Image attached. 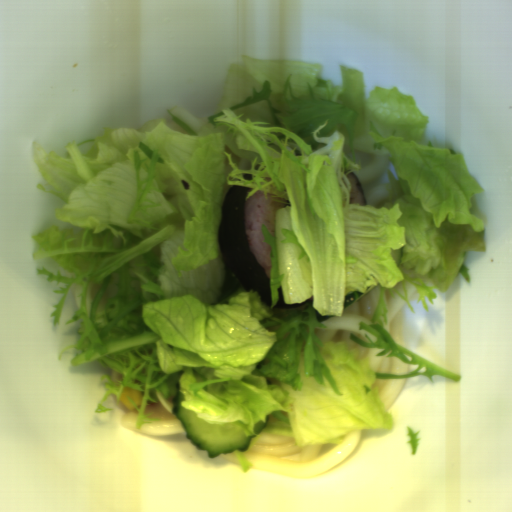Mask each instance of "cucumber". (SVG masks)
I'll use <instances>...</instances> for the list:
<instances>
[{"label":"cucumber","mask_w":512,"mask_h":512,"mask_svg":"<svg viewBox=\"0 0 512 512\" xmlns=\"http://www.w3.org/2000/svg\"><path fill=\"white\" fill-rule=\"evenodd\" d=\"M176 394L173 397L171 409L173 414L182 424L186 438L191 441L198 450H206L209 458L232 453L233 451H247L251 442L268 426L270 418L266 422L258 421L254 425V435H247L243 429L228 423H207L198 418V414L184 408L181 402L185 396L179 391V383H176Z\"/></svg>","instance_id":"cucumber-1"},{"label":"cucumber","mask_w":512,"mask_h":512,"mask_svg":"<svg viewBox=\"0 0 512 512\" xmlns=\"http://www.w3.org/2000/svg\"><path fill=\"white\" fill-rule=\"evenodd\" d=\"M376 286V285H375ZM375 286H369L366 288V291L362 293L361 291H352L349 295H344L343 306L344 310L359 301L362 297L368 294L371 290L375 288Z\"/></svg>","instance_id":"cucumber-2"},{"label":"cucumber","mask_w":512,"mask_h":512,"mask_svg":"<svg viewBox=\"0 0 512 512\" xmlns=\"http://www.w3.org/2000/svg\"><path fill=\"white\" fill-rule=\"evenodd\" d=\"M391 250V256L396 263L397 266H400L403 258V248L400 249H390Z\"/></svg>","instance_id":"cucumber-3"},{"label":"cucumber","mask_w":512,"mask_h":512,"mask_svg":"<svg viewBox=\"0 0 512 512\" xmlns=\"http://www.w3.org/2000/svg\"><path fill=\"white\" fill-rule=\"evenodd\" d=\"M314 315L317 320V322H324L325 320L335 316V315H321L315 308H314Z\"/></svg>","instance_id":"cucumber-4"}]
</instances>
